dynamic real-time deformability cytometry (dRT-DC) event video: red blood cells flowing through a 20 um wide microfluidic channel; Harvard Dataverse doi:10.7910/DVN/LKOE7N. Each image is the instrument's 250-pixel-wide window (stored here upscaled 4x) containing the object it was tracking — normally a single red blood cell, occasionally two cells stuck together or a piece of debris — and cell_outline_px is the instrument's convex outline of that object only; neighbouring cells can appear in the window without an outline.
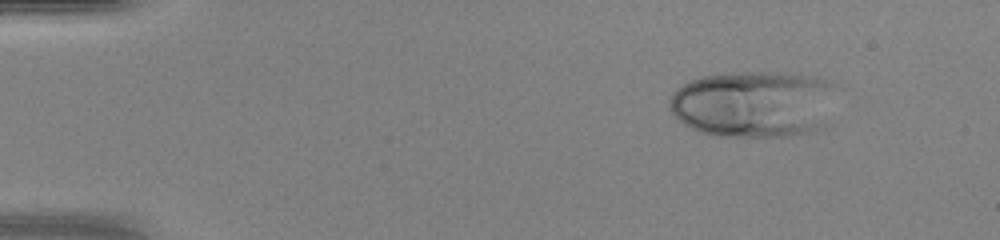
{"species": "human", "species_latin": "Homo sapiens", "temperature_condition": "warm", "stored_images_in_passage": 47, "camera_frame_rate_fps": 3000, "um_per_image_px": 0.085, "donor": {"sex": "female"}, "frame": {"image": 1, "passage_image": 6, "time_ms": 1.667, "image_size_px": [1000, 240], "cell_outline_px": [[836, 84], [824, 128], [812, 132], [792, 136], [712, 136], [700, 132], [684, 124], [668, 108], [668, 100], [684, 84], [700, 76], [744, 72], [784, 72], [816, 76], [832, 80]], "centroid_in_image_um": [64.11, 8.83], "position_along_channel_um": 20.9, "area_um2": 65.55}}
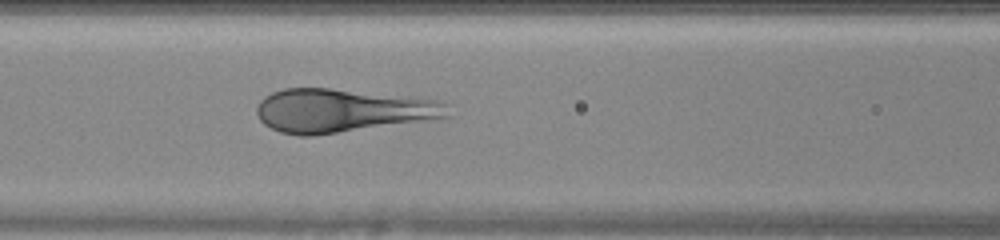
{"frame": {"image": 2, "passage_image": 21, "time_ms": 6.667, "image_size_px": [1000, 240], "cell_outline_px": [[452, 116], [312, 136], [300, 136], [280, 132], [264, 124], [260, 120], [256, 112], [256, 108], [260, 100], [264, 96], [272, 92], [284, 88], [328, 88], [416, 96], [444, 100], [448, 104]], "centroid_in_image_um": [29.13, 9.37], "position_along_channel_um": 137.5, "area_um2": 48.78}}
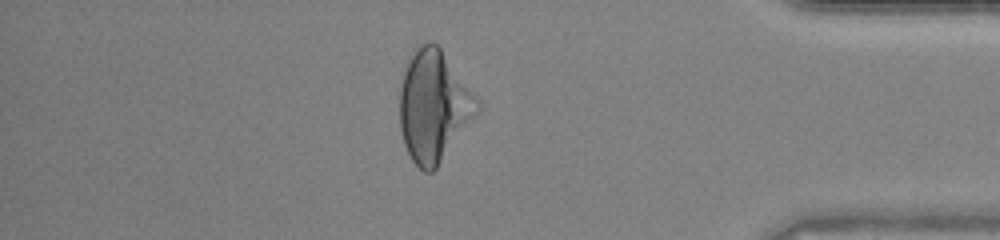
{"frame": {"image": 3, "passage_image": 41, "time_ms": 13.333, "image_size_px": [1000, 240], "cell_outline_px": [[480, 104], [476, 112], [436, 168], [432, 172], [424, 172], [412, 160], [404, 144], [400, 128], [400, 88], [404, 72], [408, 60], [416, 48], [428, 40], [436, 44], [440, 48], [472, 92]], "centroid_in_image_um": [36.81, 9.01], "position_along_channel_um": 398.4, "area_um2": 48.78}}